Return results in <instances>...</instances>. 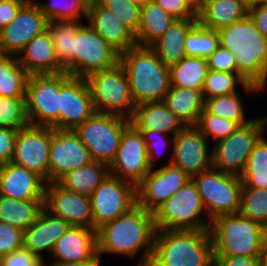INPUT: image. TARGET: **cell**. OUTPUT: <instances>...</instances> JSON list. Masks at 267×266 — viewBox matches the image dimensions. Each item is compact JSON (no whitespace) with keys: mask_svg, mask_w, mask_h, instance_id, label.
I'll return each mask as SVG.
<instances>
[{"mask_svg":"<svg viewBox=\"0 0 267 266\" xmlns=\"http://www.w3.org/2000/svg\"><path fill=\"white\" fill-rule=\"evenodd\" d=\"M156 231L153 213L136 204L115 220L96 229L99 261L103 253L135 257L142 250L138 266H148Z\"/></svg>","mask_w":267,"mask_h":266,"instance_id":"6da1fadb","label":"cell"},{"mask_svg":"<svg viewBox=\"0 0 267 266\" xmlns=\"http://www.w3.org/2000/svg\"><path fill=\"white\" fill-rule=\"evenodd\" d=\"M148 266H214L210 230H157Z\"/></svg>","mask_w":267,"mask_h":266,"instance_id":"7a4b0ae2","label":"cell"},{"mask_svg":"<svg viewBox=\"0 0 267 266\" xmlns=\"http://www.w3.org/2000/svg\"><path fill=\"white\" fill-rule=\"evenodd\" d=\"M135 105L163 101L170 90V69L150 48L136 45L120 53Z\"/></svg>","mask_w":267,"mask_h":266,"instance_id":"3957f363","label":"cell"},{"mask_svg":"<svg viewBox=\"0 0 267 266\" xmlns=\"http://www.w3.org/2000/svg\"><path fill=\"white\" fill-rule=\"evenodd\" d=\"M220 46L234 56L236 74L247 83L255 84L261 76L267 55V38L247 15L217 30Z\"/></svg>","mask_w":267,"mask_h":266,"instance_id":"277c9868","label":"cell"},{"mask_svg":"<svg viewBox=\"0 0 267 266\" xmlns=\"http://www.w3.org/2000/svg\"><path fill=\"white\" fill-rule=\"evenodd\" d=\"M210 234L214 256L260 257L267 242L265 227L239 213L214 218Z\"/></svg>","mask_w":267,"mask_h":266,"instance_id":"5b68a950","label":"cell"},{"mask_svg":"<svg viewBox=\"0 0 267 266\" xmlns=\"http://www.w3.org/2000/svg\"><path fill=\"white\" fill-rule=\"evenodd\" d=\"M205 212L191 179L153 212L155 227L156 230H210L212 220Z\"/></svg>","mask_w":267,"mask_h":266,"instance_id":"8992f818","label":"cell"},{"mask_svg":"<svg viewBox=\"0 0 267 266\" xmlns=\"http://www.w3.org/2000/svg\"><path fill=\"white\" fill-rule=\"evenodd\" d=\"M85 79L96 112L132 118L136 105L127 75L119 63L110 69L94 72Z\"/></svg>","mask_w":267,"mask_h":266,"instance_id":"52a82bcc","label":"cell"},{"mask_svg":"<svg viewBox=\"0 0 267 266\" xmlns=\"http://www.w3.org/2000/svg\"><path fill=\"white\" fill-rule=\"evenodd\" d=\"M191 179L211 220L220 215L239 212L243 188L240 176L223 173L212 167Z\"/></svg>","mask_w":267,"mask_h":266,"instance_id":"ba28073f","label":"cell"},{"mask_svg":"<svg viewBox=\"0 0 267 266\" xmlns=\"http://www.w3.org/2000/svg\"><path fill=\"white\" fill-rule=\"evenodd\" d=\"M120 53L98 35L88 24L79 22V30L70 51V75H88L110 69L119 63Z\"/></svg>","mask_w":267,"mask_h":266,"instance_id":"9c48e42d","label":"cell"},{"mask_svg":"<svg viewBox=\"0 0 267 266\" xmlns=\"http://www.w3.org/2000/svg\"><path fill=\"white\" fill-rule=\"evenodd\" d=\"M130 119L95 112L83 124L78 125L74 132L89 151L92 161L110 164L119 147L125 128Z\"/></svg>","mask_w":267,"mask_h":266,"instance_id":"30bf717a","label":"cell"},{"mask_svg":"<svg viewBox=\"0 0 267 266\" xmlns=\"http://www.w3.org/2000/svg\"><path fill=\"white\" fill-rule=\"evenodd\" d=\"M267 118H254L212 147L213 168L223 173L241 176L249 154L265 134Z\"/></svg>","mask_w":267,"mask_h":266,"instance_id":"8fae6325","label":"cell"},{"mask_svg":"<svg viewBox=\"0 0 267 266\" xmlns=\"http://www.w3.org/2000/svg\"><path fill=\"white\" fill-rule=\"evenodd\" d=\"M25 105L30 125L59 130V74L29 75Z\"/></svg>","mask_w":267,"mask_h":266,"instance_id":"7c38bea8","label":"cell"},{"mask_svg":"<svg viewBox=\"0 0 267 266\" xmlns=\"http://www.w3.org/2000/svg\"><path fill=\"white\" fill-rule=\"evenodd\" d=\"M94 230L113 221L137 204L136 187L108 175L90 196Z\"/></svg>","mask_w":267,"mask_h":266,"instance_id":"4fadbf2b","label":"cell"},{"mask_svg":"<svg viewBox=\"0 0 267 266\" xmlns=\"http://www.w3.org/2000/svg\"><path fill=\"white\" fill-rule=\"evenodd\" d=\"M108 166L110 175L135 187L150 172L146 144L141 132L133 124L125 128L115 157Z\"/></svg>","mask_w":267,"mask_h":266,"instance_id":"5bb4252c","label":"cell"},{"mask_svg":"<svg viewBox=\"0 0 267 266\" xmlns=\"http://www.w3.org/2000/svg\"><path fill=\"white\" fill-rule=\"evenodd\" d=\"M95 112L86 79L59 73V130H74Z\"/></svg>","mask_w":267,"mask_h":266,"instance_id":"9a60e30c","label":"cell"},{"mask_svg":"<svg viewBox=\"0 0 267 266\" xmlns=\"http://www.w3.org/2000/svg\"><path fill=\"white\" fill-rule=\"evenodd\" d=\"M51 127L27 125L18 129L11 162L43 177L48 183Z\"/></svg>","mask_w":267,"mask_h":266,"instance_id":"2e32d148","label":"cell"},{"mask_svg":"<svg viewBox=\"0 0 267 266\" xmlns=\"http://www.w3.org/2000/svg\"><path fill=\"white\" fill-rule=\"evenodd\" d=\"M92 161L89 151L74 130L51 127L48 182H58L68 172Z\"/></svg>","mask_w":267,"mask_h":266,"instance_id":"e0dca14e","label":"cell"},{"mask_svg":"<svg viewBox=\"0 0 267 266\" xmlns=\"http://www.w3.org/2000/svg\"><path fill=\"white\" fill-rule=\"evenodd\" d=\"M47 24L36 1L28 0L14 19L0 30V53L18 56L29 41L47 30Z\"/></svg>","mask_w":267,"mask_h":266,"instance_id":"ac0fdd59","label":"cell"},{"mask_svg":"<svg viewBox=\"0 0 267 266\" xmlns=\"http://www.w3.org/2000/svg\"><path fill=\"white\" fill-rule=\"evenodd\" d=\"M205 136L195 126H185L173 138L169 164L180 168L190 178L213 167L212 150Z\"/></svg>","mask_w":267,"mask_h":266,"instance_id":"d6986e66","label":"cell"},{"mask_svg":"<svg viewBox=\"0 0 267 266\" xmlns=\"http://www.w3.org/2000/svg\"><path fill=\"white\" fill-rule=\"evenodd\" d=\"M189 180L185 172L169 163L151 169L136 187L137 204L153 213Z\"/></svg>","mask_w":267,"mask_h":266,"instance_id":"ffe728a7","label":"cell"},{"mask_svg":"<svg viewBox=\"0 0 267 266\" xmlns=\"http://www.w3.org/2000/svg\"><path fill=\"white\" fill-rule=\"evenodd\" d=\"M44 209L71 226L94 229L90 197L69 191L58 182L46 184Z\"/></svg>","mask_w":267,"mask_h":266,"instance_id":"44dd1931","label":"cell"},{"mask_svg":"<svg viewBox=\"0 0 267 266\" xmlns=\"http://www.w3.org/2000/svg\"><path fill=\"white\" fill-rule=\"evenodd\" d=\"M53 263H100L97 255L96 230L71 226L56 242Z\"/></svg>","mask_w":267,"mask_h":266,"instance_id":"7402d4cb","label":"cell"},{"mask_svg":"<svg viewBox=\"0 0 267 266\" xmlns=\"http://www.w3.org/2000/svg\"><path fill=\"white\" fill-rule=\"evenodd\" d=\"M46 180L13 162L0 166V195L17 200H44Z\"/></svg>","mask_w":267,"mask_h":266,"instance_id":"603a6c76","label":"cell"},{"mask_svg":"<svg viewBox=\"0 0 267 266\" xmlns=\"http://www.w3.org/2000/svg\"><path fill=\"white\" fill-rule=\"evenodd\" d=\"M88 25L119 53L137 45L135 34L122 23L113 11L98 1L89 2Z\"/></svg>","mask_w":267,"mask_h":266,"instance_id":"cb8c5ba5","label":"cell"},{"mask_svg":"<svg viewBox=\"0 0 267 266\" xmlns=\"http://www.w3.org/2000/svg\"><path fill=\"white\" fill-rule=\"evenodd\" d=\"M70 227L64 219L55 217L43 209L24 231L23 247L44 261L42 252L48 250L52 253L56 242Z\"/></svg>","mask_w":267,"mask_h":266,"instance_id":"d4e9b609","label":"cell"},{"mask_svg":"<svg viewBox=\"0 0 267 266\" xmlns=\"http://www.w3.org/2000/svg\"><path fill=\"white\" fill-rule=\"evenodd\" d=\"M17 57L20 65L29 75L64 72L63 67L57 61L48 30L29 41Z\"/></svg>","mask_w":267,"mask_h":266,"instance_id":"484cf974","label":"cell"},{"mask_svg":"<svg viewBox=\"0 0 267 266\" xmlns=\"http://www.w3.org/2000/svg\"><path fill=\"white\" fill-rule=\"evenodd\" d=\"M139 131H157L176 136L185 126L163 101L142 103L130 119Z\"/></svg>","mask_w":267,"mask_h":266,"instance_id":"4316f807","label":"cell"},{"mask_svg":"<svg viewBox=\"0 0 267 266\" xmlns=\"http://www.w3.org/2000/svg\"><path fill=\"white\" fill-rule=\"evenodd\" d=\"M246 0H205L197 12V22L210 30H218L248 15Z\"/></svg>","mask_w":267,"mask_h":266,"instance_id":"83f0119b","label":"cell"},{"mask_svg":"<svg viewBox=\"0 0 267 266\" xmlns=\"http://www.w3.org/2000/svg\"><path fill=\"white\" fill-rule=\"evenodd\" d=\"M196 23L197 18L175 19L164 34L150 46L166 66L170 67L186 56L185 39Z\"/></svg>","mask_w":267,"mask_h":266,"instance_id":"f1b7e54d","label":"cell"},{"mask_svg":"<svg viewBox=\"0 0 267 266\" xmlns=\"http://www.w3.org/2000/svg\"><path fill=\"white\" fill-rule=\"evenodd\" d=\"M163 102L184 126H195L205 108L202 90L171 86Z\"/></svg>","mask_w":267,"mask_h":266,"instance_id":"f546056e","label":"cell"},{"mask_svg":"<svg viewBox=\"0 0 267 266\" xmlns=\"http://www.w3.org/2000/svg\"><path fill=\"white\" fill-rule=\"evenodd\" d=\"M175 19L153 0L141 6L139 28L135 34L137 45L150 47Z\"/></svg>","mask_w":267,"mask_h":266,"instance_id":"4dcf8cb0","label":"cell"},{"mask_svg":"<svg viewBox=\"0 0 267 266\" xmlns=\"http://www.w3.org/2000/svg\"><path fill=\"white\" fill-rule=\"evenodd\" d=\"M110 174L106 163L91 161L64 175L58 183L65 189L90 197L95 188Z\"/></svg>","mask_w":267,"mask_h":266,"instance_id":"1f68e13d","label":"cell"},{"mask_svg":"<svg viewBox=\"0 0 267 266\" xmlns=\"http://www.w3.org/2000/svg\"><path fill=\"white\" fill-rule=\"evenodd\" d=\"M44 209V200H17L0 195V222L25 231Z\"/></svg>","mask_w":267,"mask_h":266,"instance_id":"d6a6232c","label":"cell"},{"mask_svg":"<svg viewBox=\"0 0 267 266\" xmlns=\"http://www.w3.org/2000/svg\"><path fill=\"white\" fill-rule=\"evenodd\" d=\"M171 86L202 90L208 73L207 59L185 56L169 67Z\"/></svg>","mask_w":267,"mask_h":266,"instance_id":"836d02e7","label":"cell"},{"mask_svg":"<svg viewBox=\"0 0 267 266\" xmlns=\"http://www.w3.org/2000/svg\"><path fill=\"white\" fill-rule=\"evenodd\" d=\"M28 77L16 55L0 53V97H25Z\"/></svg>","mask_w":267,"mask_h":266,"instance_id":"e575fe53","label":"cell"},{"mask_svg":"<svg viewBox=\"0 0 267 266\" xmlns=\"http://www.w3.org/2000/svg\"><path fill=\"white\" fill-rule=\"evenodd\" d=\"M47 30L51 36L58 63L63 67L64 72L70 75V51H72L73 39L79 30V22L48 21Z\"/></svg>","mask_w":267,"mask_h":266,"instance_id":"d590c367","label":"cell"},{"mask_svg":"<svg viewBox=\"0 0 267 266\" xmlns=\"http://www.w3.org/2000/svg\"><path fill=\"white\" fill-rule=\"evenodd\" d=\"M240 179L243 187L267 189V138L264 135L249 154Z\"/></svg>","mask_w":267,"mask_h":266,"instance_id":"8d00e7d4","label":"cell"},{"mask_svg":"<svg viewBox=\"0 0 267 266\" xmlns=\"http://www.w3.org/2000/svg\"><path fill=\"white\" fill-rule=\"evenodd\" d=\"M237 84L242 86L246 93L258 92L253 84L247 83L236 73L208 70L202 89L204 100L235 93Z\"/></svg>","mask_w":267,"mask_h":266,"instance_id":"74e56055","label":"cell"},{"mask_svg":"<svg viewBox=\"0 0 267 266\" xmlns=\"http://www.w3.org/2000/svg\"><path fill=\"white\" fill-rule=\"evenodd\" d=\"M51 2H37L40 11L44 14L48 21L66 20L80 21L87 19L88 0H50ZM81 18V19H80Z\"/></svg>","mask_w":267,"mask_h":266,"instance_id":"f35d334b","label":"cell"},{"mask_svg":"<svg viewBox=\"0 0 267 266\" xmlns=\"http://www.w3.org/2000/svg\"><path fill=\"white\" fill-rule=\"evenodd\" d=\"M219 46L217 30H210L197 22L186 36L184 49L187 57L207 59Z\"/></svg>","mask_w":267,"mask_h":266,"instance_id":"ab89813d","label":"cell"},{"mask_svg":"<svg viewBox=\"0 0 267 266\" xmlns=\"http://www.w3.org/2000/svg\"><path fill=\"white\" fill-rule=\"evenodd\" d=\"M205 108L214 115L236 122L240 127L254 119L246 120L244 106L238 92L206 99Z\"/></svg>","mask_w":267,"mask_h":266,"instance_id":"60d3db41","label":"cell"},{"mask_svg":"<svg viewBox=\"0 0 267 266\" xmlns=\"http://www.w3.org/2000/svg\"><path fill=\"white\" fill-rule=\"evenodd\" d=\"M239 214L252 221L267 225V189L243 187Z\"/></svg>","mask_w":267,"mask_h":266,"instance_id":"b9f144b4","label":"cell"},{"mask_svg":"<svg viewBox=\"0 0 267 266\" xmlns=\"http://www.w3.org/2000/svg\"><path fill=\"white\" fill-rule=\"evenodd\" d=\"M195 127L208 140L213 138L214 144L231 135L240 126L231 120L210 113L206 108L200 113Z\"/></svg>","mask_w":267,"mask_h":266,"instance_id":"7bdbcfd3","label":"cell"},{"mask_svg":"<svg viewBox=\"0 0 267 266\" xmlns=\"http://www.w3.org/2000/svg\"><path fill=\"white\" fill-rule=\"evenodd\" d=\"M27 125L25 97H0V128L18 130Z\"/></svg>","mask_w":267,"mask_h":266,"instance_id":"ee69618b","label":"cell"},{"mask_svg":"<svg viewBox=\"0 0 267 266\" xmlns=\"http://www.w3.org/2000/svg\"><path fill=\"white\" fill-rule=\"evenodd\" d=\"M103 7L111 10L134 34L140 23L141 7L128 0H97Z\"/></svg>","mask_w":267,"mask_h":266,"instance_id":"f6af8a7d","label":"cell"},{"mask_svg":"<svg viewBox=\"0 0 267 266\" xmlns=\"http://www.w3.org/2000/svg\"><path fill=\"white\" fill-rule=\"evenodd\" d=\"M24 231L0 222V258L23 247Z\"/></svg>","mask_w":267,"mask_h":266,"instance_id":"bcb514c9","label":"cell"},{"mask_svg":"<svg viewBox=\"0 0 267 266\" xmlns=\"http://www.w3.org/2000/svg\"><path fill=\"white\" fill-rule=\"evenodd\" d=\"M140 132L146 144L149 166L151 169H154V160H156L157 157L159 158L160 151L161 152L163 151V153L164 150L166 151V147L168 146V144L169 145L171 144L172 146L174 136L169 137L171 140L170 139L166 140L167 138L166 133H161L157 131H140ZM163 145H165V147Z\"/></svg>","mask_w":267,"mask_h":266,"instance_id":"7dc6e473","label":"cell"},{"mask_svg":"<svg viewBox=\"0 0 267 266\" xmlns=\"http://www.w3.org/2000/svg\"><path fill=\"white\" fill-rule=\"evenodd\" d=\"M45 263H47L46 260H41L25 247L0 258V266H45Z\"/></svg>","mask_w":267,"mask_h":266,"instance_id":"c3c4849f","label":"cell"},{"mask_svg":"<svg viewBox=\"0 0 267 266\" xmlns=\"http://www.w3.org/2000/svg\"><path fill=\"white\" fill-rule=\"evenodd\" d=\"M207 65L209 70L236 73L234 56L222 46L207 58Z\"/></svg>","mask_w":267,"mask_h":266,"instance_id":"681fc988","label":"cell"},{"mask_svg":"<svg viewBox=\"0 0 267 266\" xmlns=\"http://www.w3.org/2000/svg\"><path fill=\"white\" fill-rule=\"evenodd\" d=\"M153 1L176 19L197 18V13L190 7L186 0Z\"/></svg>","mask_w":267,"mask_h":266,"instance_id":"f907efd6","label":"cell"},{"mask_svg":"<svg viewBox=\"0 0 267 266\" xmlns=\"http://www.w3.org/2000/svg\"><path fill=\"white\" fill-rule=\"evenodd\" d=\"M17 130L0 128V166L11 162Z\"/></svg>","mask_w":267,"mask_h":266,"instance_id":"816d5d0a","label":"cell"},{"mask_svg":"<svg viewBox=\"0 0 267 266\" xmlns=\"http://www.w3.org/2000/svg\"><path fill=\"white\" fill-rule=\"evenodd\" d=\"M28 0H0V30L7 26Z\"/></svg>","mask_w":267,"mask_h":266,"instance_id":"f5cc1de1","label":"cell"},{"mask_svg":"<svg viewBox=\"0 0 267 266\" xmlns=\"http://www.w3.org/2000/svg\"><path fill=\"white\" fill-rule=\"evenodd\" d=\"M214 266H260V257L214 256Z\"/></svg>","mask_w":267,"mask_h":266,"instance_id":"db71d44e","label":"cell"},{"mask_svg":"<svg viewBox=\"0 0 267 266\" xmlns=\"http://www.w3.org/2000/svg\"><path fill=\"white\" fill-rule=\"evenodd\" d=\"M248 15L256 28L267 38V4L249 5Z\"/></svg>","mask_w":267,"mask_h":266,"instance_id":"11a10c76","label":"cell"},{"mask_svg":"<svg viewBox=\"0 0 267 266\" xmlns=\"http://www.w3.org/2000/svg\"><path fill=\"white\" fill-rule=\"evenodd\" d=\"M267 85V55L265 62L262 66V73L260 76V79L254 84V86L257 88V91L261 92L264 90L265 86Z\"/></svg>","mask_w":267,"mask_h":266,"instance_id":"9f6ffc18","label":"cell"},{"mask_svg":"<svg viewBox=\"0 0 267 266\" xmlns=\"http://www.w3.org/2000/svg\"><path fill=\"white\" fill-rule=\"evenodd\" d=\"M45 266H100V263H74V262H66V263H53L46 264Z\"/></svg>","mask_w":267,"mask_h":266,"instance_id":"6f0895ef","label":"cell"},{"mask_svg":"<svg viewBox=\"0 0 267 266\" xmlns=\"http://www.w3.org/2000/svg\"><path fill=\"white\" fill-rule=\"evenodd\" d=\"M186 2L197 13L203 7L205 0H186Z\"/></svg>","mask_w":267,"mask_h":266,"instance_id":"680465c9","label":"cell"},{"mask_svg":"<svg viewBox=\"0 0 267 266\" xmlns=\"http://www.w3.org/2000/svg\"><path fill=\"white\" fill-rule=\"evenodd\" d=\"M260 266H267V242L265 243L262 254L260 255Z\"/></svg>","mask_w":267,"mask_h":266,"instance_id":"91938a15","label":"cell"},{"mask_svg":"<svg viewBox=\"0 0 267 266\" xmlns=\"http://www.w3.org/2000/svg\"><path fill=\"white\" fill-rule=\"evenodd\" d=\"M261 4H267V0H251L249 2V5H261Z\"/></svg>","mask_w":267,"mask_h":266,"instance_id":"94428289","label":"cell"},{"mask_svg":"<svg viewBox=\"0 0 267 266\" xmlns=\"http://www.w3.org/2000/svg\"><path fill=\"white\" fill-rule=\"evenodd\" d=\"M128 1L133 2L141 7L151 0H128Z\"/></svg>","mask_w":267,"mask_h":266,"instance_id":"6125c7cd","label":"cell"},{"mask_svg":"<svg viewBox=\"0 0 267 266\" xmlns=\"http://www.w3.org/2000/svg\"><path fill=\"white\" fill-rule=\"evenodd\" d=\"M265 236H266V239H267V225L265 227Z\"/></svg>","mask_w":267,"mask_h":266,"instance_id":"be15d7a7","label":"cell"}]
</instances>
